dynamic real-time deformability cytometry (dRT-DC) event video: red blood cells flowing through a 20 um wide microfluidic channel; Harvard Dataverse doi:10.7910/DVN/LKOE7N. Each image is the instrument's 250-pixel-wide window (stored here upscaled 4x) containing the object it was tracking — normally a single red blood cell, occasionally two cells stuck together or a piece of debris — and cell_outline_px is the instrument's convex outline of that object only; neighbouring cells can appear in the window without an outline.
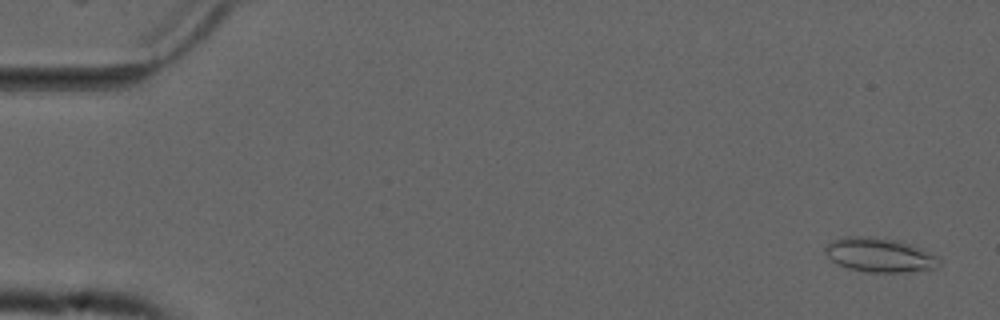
{"species": "common noctule bat (a hibernating species)", "species_latin": "Nyctalus noctula", "temperature_condition": "cold", "stored_images_in_passage": 54, "camera_frame_rate_fps": 3000, "um_per_image_px": 0.085, "animal": {"sex": "male", "forearm_length_mm": 52.5}, "frame": {"image": 1, "passage_image": 2, "time_ms": 0.333, "image_size_px": [1000, 320], "cell_outline_px": [[940, 264], [936, 268], [904, 272], [868, 272], [848, 268], [832, 260], [824, 252], [824, 248], [832, 240], [848, 236], [872, 236], [896, 240], [920, 248], [940, 256]], "centroid_in_image_um": [74.78, 21.67], "position_along_channel_um": 10.2, "area_um2": 22.66}}
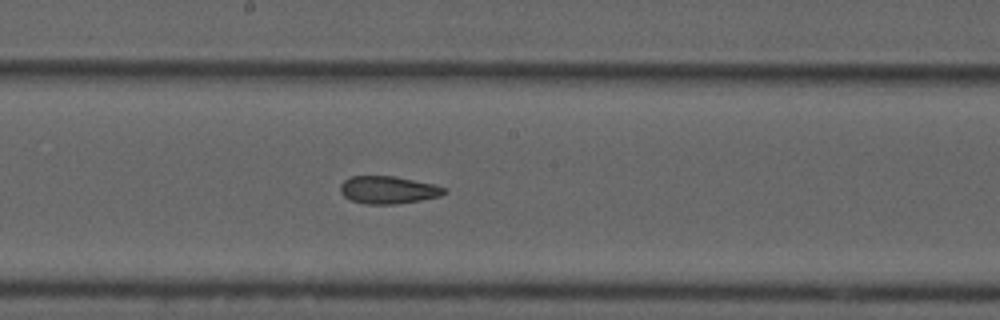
{"frame": {"image": 2, "passage_image": 29, "time_ms": 9.333, "image_size_px": [1000, 320], "cell_outline_px": [[448, 192], [440, 196], [420, 200], [396, 204], [368, 204], [352, 200], [344, 196], [340, 192], [340, 184], [344, 180], [352, 176], [396, 176], [432, 184], [448, 188]], "centroid_in_image_um": [33.01, 16.14], "position_along_channel_um": 215.2, "area_um2": 16.7}}
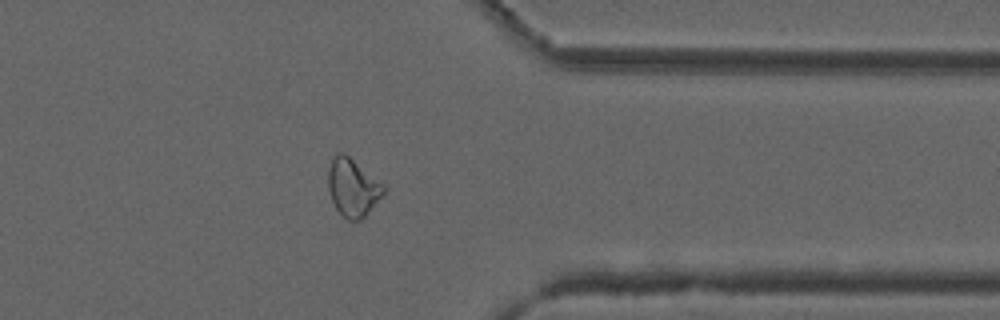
{"frame": {"image": 3, "passage_image": 43, "time_ms": 14.0, "image_size_px": [1000, 320], "cell_outline_px": [[388, 188], [364, 216], [360, 220], [348, 220], [336, 208], [332, 200], [328, 188], [328, 168], [332, 156], [336, 152], [344, 152], [384, 184]], "centroid_in_image_um": [29.97, 15.89], "position_along_channel_um": 381.4, "area_um2": 18.61}, "authors_computed_cell_mechanics": {"area_um2": 18.7561, "velocity_mm_per_s": 3.7674, "shape_relaxation_time_tau1_ms": null, "shape_relaxation_time_tau2_ms": 2.8536, "deformation_change_tau1": null, "deformation_change_tau2": 0.0998}}